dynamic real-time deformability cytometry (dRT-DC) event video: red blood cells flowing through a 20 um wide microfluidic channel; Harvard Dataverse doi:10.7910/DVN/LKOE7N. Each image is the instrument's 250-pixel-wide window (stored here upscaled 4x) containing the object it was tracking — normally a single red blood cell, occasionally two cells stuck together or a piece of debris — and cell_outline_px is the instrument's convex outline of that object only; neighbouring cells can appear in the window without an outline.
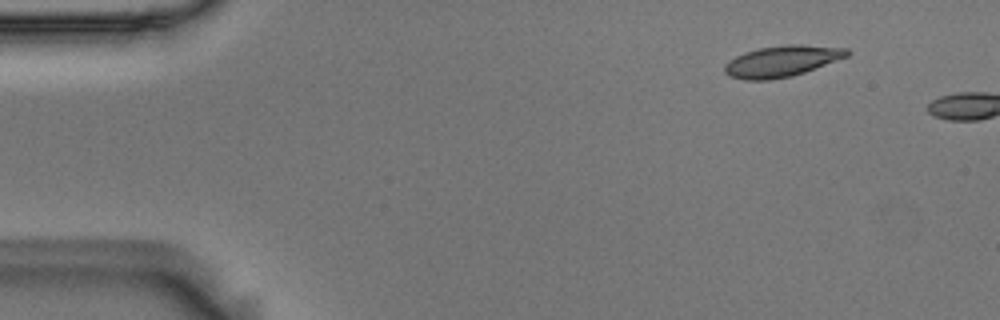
{"species": "Egyptian fruit bat (a non-hibernating species)", "species_latin": "Rousettus aegyptiacus", "temperature_condition": "room temperature", "stored_images_in_passage": 2, "camera_frame_rate_fps": 3000, "um_per_image_px": 0.085, "animal": {"sex": "male"}, "frame": {"image": 1, "passage_image": 1, "time_ms": 0.0, "image_size_px": [1000, 320], "cell_outline_px": [[852, 52], [848, 56], [804, 72], [792, 76], [772, 80], [744, 80], [728, 76], [724, 72], [724, 64], [728, 60], [744, 52], [756, 48], [784, 44], [800, 44], [848, 48]], "centroid_in_image_um": [66.43, 5.19], "position_along_channel_um": 18.6, "area_um2": 22.54}}